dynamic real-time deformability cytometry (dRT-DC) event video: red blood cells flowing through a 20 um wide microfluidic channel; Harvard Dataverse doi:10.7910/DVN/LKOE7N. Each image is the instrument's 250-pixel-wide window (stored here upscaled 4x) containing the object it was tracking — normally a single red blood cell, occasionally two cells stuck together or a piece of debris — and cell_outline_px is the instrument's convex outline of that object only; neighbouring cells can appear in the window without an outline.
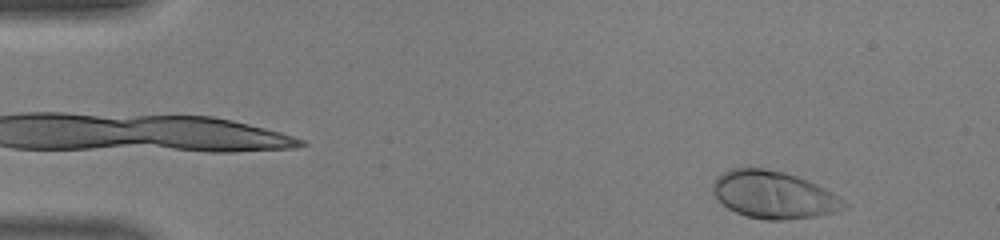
{"species": "human", "species_latin": "Homo sapiens", "temperature_condition": "warm", "stored_images_in_passage": 42, "camera_frame_rate_fps": 3000, "um_per_image_px": 0.085, "donor": {"sex": "male"}, "frame": {"image": 1, "passage_image": 1, "time_ms": 0.0, "image_size_px": [1000, 240], "cell_outline_px": [[848, 208], [836, 212], [816, 216], [780, 220], [768, 220], [748, 216], [736, 212], [728, 208], [712, 192], [712, 184], [716, 176], [732, 168], [764, 168], [784, 172], [796, 176], [816, 184], [832, 192], [844, 200], [848, 204]], "centroid_in_image_um": [65.78, 16.56], "position_along_channel_um": 19.2, "area_um2": 36.07}}
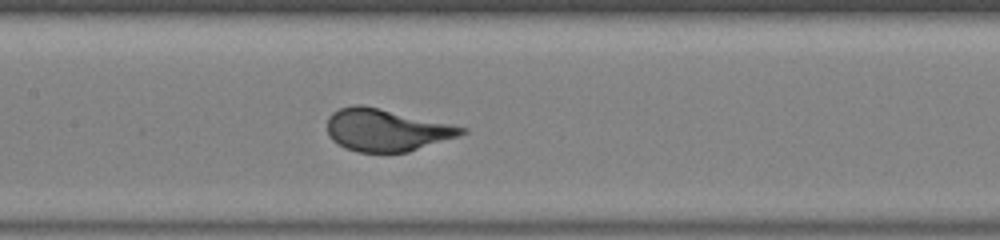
{"frame": {"image": 2, "passage_image": 19, "time_ms": 6.0, "image_size_px": [1000, 240], "cell_outline_px": [[468, 132], [460, 136], [408, 152], [356, 152], [344, 148], [332, 140], [328, 136], [328, 116], [332, 112], [340, 108], [352, 104], [360, 104], [452, 124], [468, 128]], "centroid_in_image_um": [32.84, 11.06], "position_along_channel_um": 174.6, "area_um2": 33.23}}
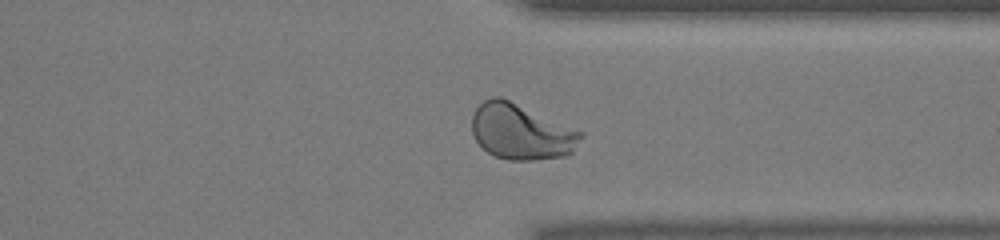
{"frame": {"image": 3, "passage_image": 32, "time_ms": 10.333, "image_size_px": [1000, 240], "cell_outline_px": [[584, 136], [572, 152], [568, 156], [532, 160], [508, 160], [496, 156], [488, 152], [476, 140], [472, 132], [472, 116], [476, 108], [484, 100], [492, 96], [500, 96], [584, 132]], "centroid_in_image_um": [44.32, 11.2], "position_along_channel_um": 367.1, "area_um2": 35.32}}